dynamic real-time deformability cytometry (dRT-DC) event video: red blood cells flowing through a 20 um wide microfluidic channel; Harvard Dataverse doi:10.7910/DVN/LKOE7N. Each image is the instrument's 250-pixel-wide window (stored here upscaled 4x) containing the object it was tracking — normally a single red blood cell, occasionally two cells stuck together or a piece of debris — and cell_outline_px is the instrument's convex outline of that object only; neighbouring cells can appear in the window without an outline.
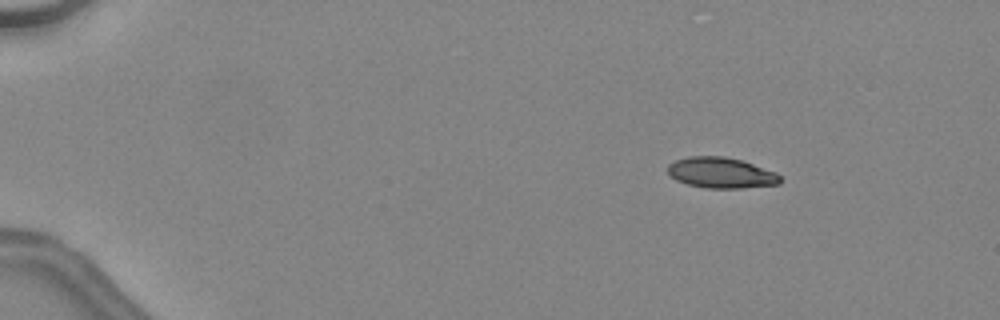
{"species": "common noctule bat (a hibernating species)", "species_latin": "Nyctalus noctula", "temperature_condition": "warm", "stored_images_in_passage": 48, "camera_frame_rate_fps": 3000, "um_per_image_px": 0.085, "animal": {"sex": "female", "body_mass_g": 24.6, "forearm_length_mm": 56.2}, "frame": {"image": 1, "passage_image": 8, "time_ms": 2.333, "image_size_px": [1000, 320], "cell_outline_px": [[780, 184], [740, 188], [708, 188], [688, 184], [676, 180], [668, 172], [668, 164], [676, 160], [688, 156], [724, 156], [740, 160], [776, 172], [780, 176]], "centroid_in_image_um": [61.28, 14.68], "position_along_channel_um": 23.7, "area_um2": 19.94}, "authors_computed_cell_mechanics": {"area_um2": 21.0681, "velocity_mm_per_s": 4.5661, "shape_relaxation_time_tau1_ms": null, "shape_relaxation_time_tau2_ms": 4.9761, "deformation_change_tau1": null, "deformation_change_tau2": 0.1522}}